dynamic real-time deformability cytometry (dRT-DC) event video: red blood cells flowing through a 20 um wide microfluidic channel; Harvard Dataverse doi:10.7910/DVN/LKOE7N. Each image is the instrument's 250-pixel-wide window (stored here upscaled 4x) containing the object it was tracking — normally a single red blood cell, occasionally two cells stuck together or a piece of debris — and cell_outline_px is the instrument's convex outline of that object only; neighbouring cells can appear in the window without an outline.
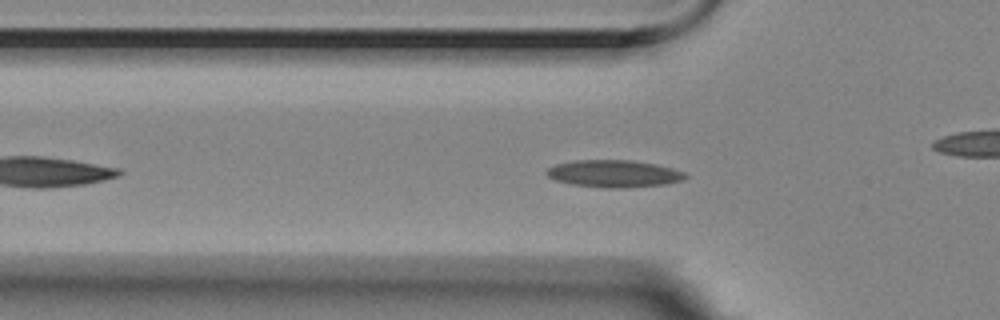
{"species": "Egyptian fruit bat (a non-hibernating species)", "species_latin": "Rousettus aegyptiacus", "temperature_condition": "room temperature", "stored_images_in_passage": 43, "camera_frame_rate_fps": 3000, "um_per_image_px": 0.085, "animal": {"sex": "female"}, "frame": {"image": 1, "passage_image": 9, "time_ms": 2.667, "image_size_px": [1000, 320], "cell_outline_px": [[688, 176], [684, 180], [664, 184], [624, 188], [604, 188], [572, 184], [556, 180], [548, 176], [544, 172], [548, 168], [556, 164], [576, 160], [632, 160], [656, 164], [672, 168], [684, 172]], "centroid_in_image_um": [52.19, 14.76], "position_along_channel_um": 73.6, "area_um2": 22.02}}
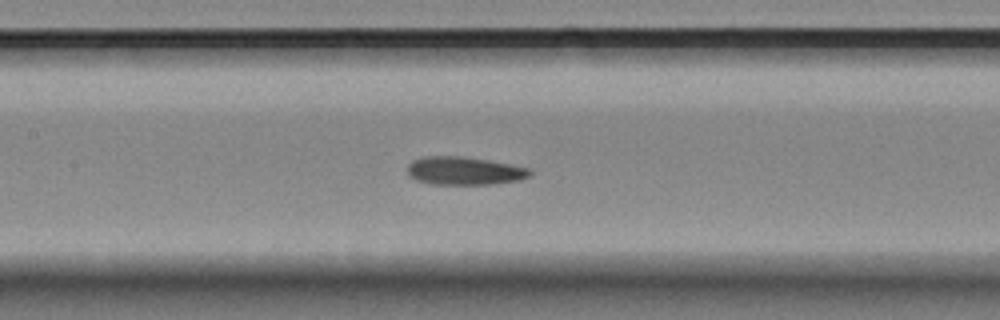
{"frame": {"image": 2, "passage_image": 17, "time_ms": 5.333, "image_size_px": [1000, 320], "cell_outline_px": [[532, 172], [528, 176], [520, 180], [492, 184], [432, 184], [416, 180], [408, 176], [408, 164], [412, 160], [424, 156], [464, 156], [488, 160], [528, 168]], "centroid_in_image_um": [39.42, 14.52], "position_along_channel_um": 168.0, "area_um2": 20.06}}
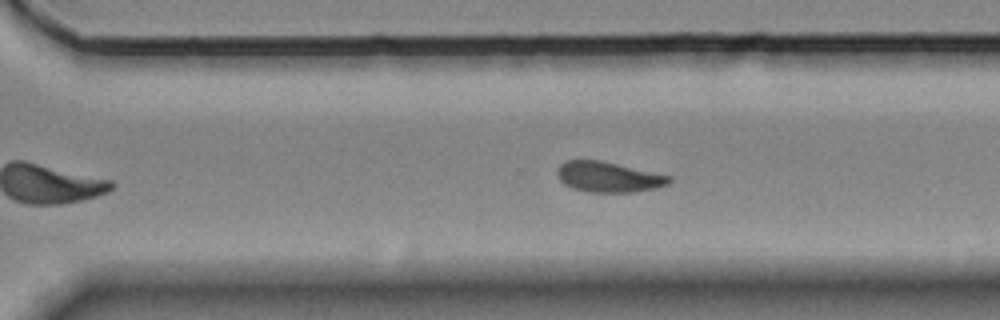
{"frame": {"image": 3, "passage_image": 30, "time_ms": 9.667, "image_size_px": [1000, 320], "cell_outline_px": [[672, 180], [668, 184], [656, 188], [632, 192], [588, 192], [572, 188], [564, 184], [556, 176], [556, 168], [564, 160], [600, 160], [672, 176]], "centroid_in_image_um": [51.68, 15.04], "position_along_channel_um": 318.9, "area_um2": 20.0}, "authors_computed_cell_mechanics": {"area_um2": 20.23, "velocity_mm_per_s": 3.4999, "shape_relaxation_time_tau1_ms": 4.4528, "shape_relaxation_time_tau2_ms": 2.0098, "deformation_change_tau1": 0.1195, "deformation_change_tau2": 0.0859}}